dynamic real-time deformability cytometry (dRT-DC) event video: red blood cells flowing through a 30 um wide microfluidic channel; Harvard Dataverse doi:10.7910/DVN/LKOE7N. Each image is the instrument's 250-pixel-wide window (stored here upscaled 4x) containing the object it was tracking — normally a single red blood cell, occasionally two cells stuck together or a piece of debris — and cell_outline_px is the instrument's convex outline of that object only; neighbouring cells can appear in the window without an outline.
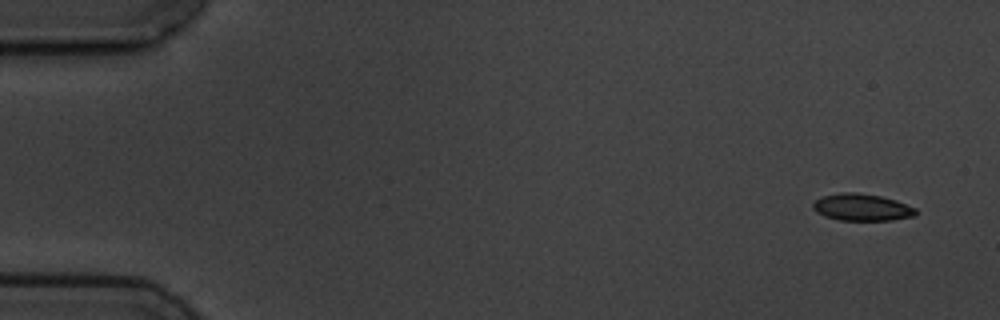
{"species": "common noctule bat (a hibernating species)", "species_latin": "Nyctalus noctula", "temperature_condition": "cold", "stored_images_in_passage": 6, "camera_frame_rate_fps": 3000, "um_per_image_px": 0.085, "animal": {"sex": "male", "body_mass_g": 19.5, "forearm_length_mm": 54.6}, "frame": {"image": 1, "passage_image": 1, "time_ms": 0.0, "image_size_px": [1000, 320], "cell_outline_px": [[916, 216], [892, 220], [840, 220], [824, 216], [816, 212], [812, 208], [812, 204], [816, 200], [824, 196], [840, 192], [856, 192], [880, 196], [896, 200], [916, 208]], "centroid_in_image_um": [73.26, 17.62], "position_along_channel_um": 11.7, "area_um2": 16.18}}
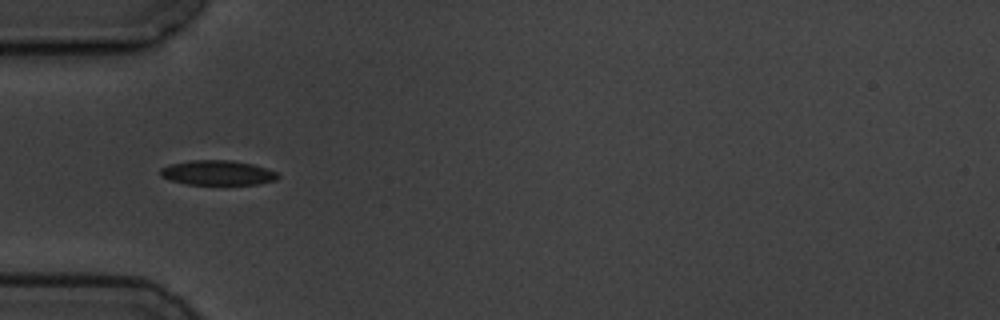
{"frame": {"image": 2, "passage_image": 5, "time_ms": 5.0, "image_size_px": [1000, 320], "cell_outline_px": [[280, 176], [276, 180], [260, 184], [188, 184], [168, 180], [160, 176], [160, 168], [168, 164], [192, 160], [232, 160], [252, 164], [276, 172]], "centroid_in_image_um": [18.46, 14.68], "position_along_channel_um": 66.5, "area_um2": 16.99}}
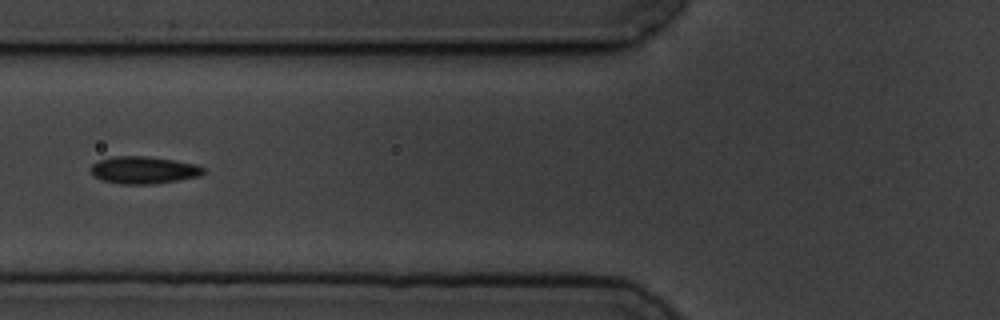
{"frame": {"image": 3, "passage_image": 6, "time_ms": 6.333, "image_size_px": [1000, 320], "cell_outline_px": [[204, 172], [200, 176], [180, 180], [152, 184], [120, 184], [100, 180], [92, 176], [92, 164], [100, 160], [112, 156], [148, 156], [196, 164], [204, 168]], "centroid_in_image_um": [12.2, 14.46], "position_along_channel_um": 113.6, "area_um2": 17.98}}